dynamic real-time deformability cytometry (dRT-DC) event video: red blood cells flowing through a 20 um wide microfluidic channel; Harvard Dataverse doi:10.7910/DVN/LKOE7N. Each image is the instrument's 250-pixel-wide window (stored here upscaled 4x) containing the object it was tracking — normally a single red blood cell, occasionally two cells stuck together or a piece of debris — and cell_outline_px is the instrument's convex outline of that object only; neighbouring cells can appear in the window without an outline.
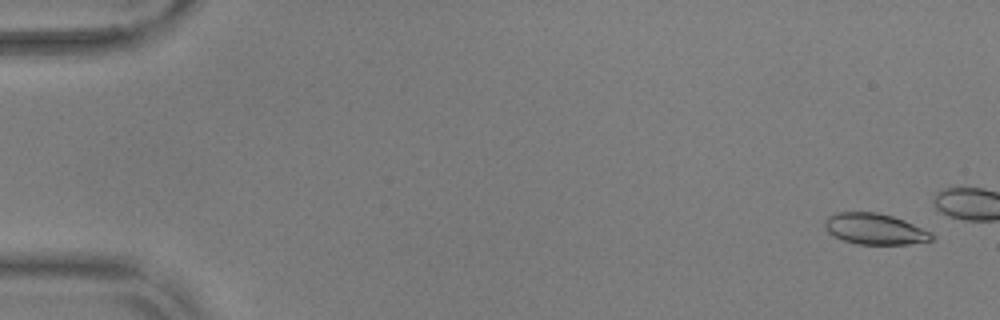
{"species": "common noctule bat (a hibernating species)", "species_latin": "Nyctalus noctula", "temperature_condition": "warm", "stored_images_in_passage": 16, "camera_frame_rate_fps": 3000, "um_per_image_px": 0.085, "animal": {"sex": "male", "body_mass_g": 17.9, "forearm_length_mm": 54.2}, "frame": {"image": 1, "passage_image": 3, "time_ms": 0.667, "image_size_px": [1000, 320], "cell_outline_px": [[936, 236], [932, 240], [908, 244], [856, 244], [832, 236], [824, 228], [824, 220], [828, 216], [836, 212], [876, 212], [892, 216], [904, 220], [932, 232]], "centroid_in_image_um": [74.34, 19.46], "position_along_channel_um": 10.7, "area_um2": 19.48}}